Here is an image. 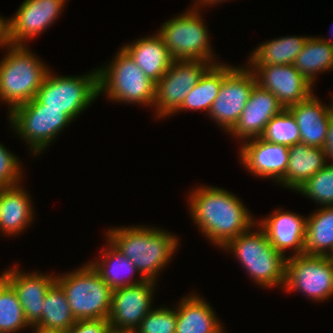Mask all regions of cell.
Listing matches in <instances>:
<instances>
[{"label":"cell","mask_w":333,"mask_h":333,"mask_svg":"<svg viewBox=\"0 0 333 333\" xmlns=\"http://www.w3.org/2000/svg\"><path fill=\"white\" fill-rule=\"evenodd\" d=\"M188 201L194 223L219 248L256 227L243 202L225 189L202 185L191 191Z\"/></svg>","instance_id":"obj_1"},{"label":"cell","mask_w":333,"mask_h":333,"mask_svg":"<svg viewBox=\"0 0 333 333\" xmlns=\"http://www.w3.org/2000/svg\"><path fill=\"white\" fill-rule=\"evenodd\" d=\"M115 227L106 232L108 241L136 266L139 277L156 282L179 246V238L159 228Z\"/></svg>","instance_id":"obj_2"},{"label":"cell","mask_w":333,"mask_h":333,"mask_svg":"<svg viewBox=\"0 0 333 333\" xmlns=\"http://www.w3.org/2000/svg\"><path fill=\"white\" fill-rule=\"evenodd\" d=\"M4 56L0 60V101L11 112L36 97L50 69L26 45H11Z\"/></svg>","instance_id":"obj_3"},{"label":"cell","mask_w":333,"mask_h":333,"mask_svg":"<svg viewBox=\"0 0 333 333\" xmlns=\"http://www.w3.org/2000/svg\"><path fill=\"white\" fill-rule=\"evenodd\" d=\"M256 225L258 231L252 232L250 228L227 242L222 249L233 252L257 285L284 287L287 257L271 245L264 230Z\"/></svg>","instance_id":"obj_4"},{"label":"cell","mask_w":333,"mask_h":333,"mask_svg":"<svg viewBox=\"0 0 333 333\" xmlns=\"http://www.w3.org/2000/svg\"><path fill=\"white\" fill-rule=\"evenodd\" d=\"M56 283L64 291L76 321L108 319L113 290L89 262L73 272L57 274Z\"/></svg>","instance_id":"obj_5"},{"label":"cell","mask_w":333,"mask_h":333,"mask_svg":"<svg viewBox=\"0 0 333 333\" xmlns=\"http://www.w3.org/2000/svg\"><path fill=\"white\" fill-rule=\"evenodd\" d=\"M112 61L110 65L98 68L99 95L104 92L111 101L152 107L155 83L122 47Z\"/></svg>","instance_id":"obj_6"},{"label":"cell","mask_w":333,"mask_h":333,"mask_svg":"<svg viewBox=\"0 0 333 333\" xmlns=\"http://www.w3.org/2000/svg\"><path fill=\"white\" fill-rule=\"evenodd\" d=\"M91 72L56 76L49 70L35 99L43 108L61 109L73 121L99 96L98 69Z\"/></svg>","instance_id":"obj_7"},{"label":"cell","mask_w":333,"mask_h":333,"mask_svg":"<svg viewBox=\"0 0 333 333\" xmlns=\"http://www.w3.org/2000/svg\"><path fill=\"white\" fill-rule=\"evenodd\" d=\"M198 11L192 7L185 14H178L163 23L157 34L173 60H201L212 65L216 61L209 45L210 34Z\"/></svg>","instance_id":"obj_8"},{"label":"cell","mask_w":333,"mask_h":333,"mask_svg":"<svg viewBox=\"0 0 333 333\" xmlns=\"http://www.w3.org/2000/svg\"><path fill=\"white\" fill-rule=\"evenodd\" d=\"M8 113L13 131L29 144L34 155L43 152L72 122L61 109L43 108L35 98Z\"/></svg>","instance_id":"obj_9"},{"label":"cell","mask_w":333,"mask_h":333,"mask_svg":"<svg viewBox=\"0 0 333 333\" xmlns=\"http://www.w3.org/2000/svg\"><path fill=\"white\" fill-rule=\"evenodd\" d=\"M283 290L302 292L316 302L328 300L333 297V261L329 256L289 255Z\"/></svg>","instance_id":"obj_10"},{"label":"cell","mask_w":333,"mask_h":333,"mask_svg":"<svg viewBox=\"0 0 333 333\" xmlns=\"http://www.w3.org/2000/svg\"><path fill=\"white\" fill-rule=\"evenodd\" d=\"M210 65L201 60H173L168 71L155 84L153 106L157 107V117L174 114Z\"/></svg>","instance_id":"obj_11"},{"label":"cell","mask_w":333,"mask_h":333,"mask_svg":"<svg viewBox=\"0 0 333 333\" xmlns=\"http://www.w3.org/2000/svg\"><path fill=\"white\" fill-rule=\"evenodd\" d=\"M256 84V77L248 67L234 66L223 79L208 115L229 132L239 120Z\"/></svg>","instance_id":"obj_12"},{"label":"cell","mask_w":333,"mask_h":333,"mask_svg":"<svg viewBox=\"0 0 333 333\" xmlns=\"http://www.w3.org/2000/svg\"><path fill=\"white\" fill-rule=\"evenodd\" d=\"M155 282L150 280L112 291L108 317L113 333H133L153 308Z\"/></svg>","instance_id":"obj_13"},{"label":"cell","mask_w":333,"mask_h":333,"mask_svg":"<svg viewBox=\"0 0 333 333\" xmlns=\"http://www.w3.org/2000/svg\"><path fill=\"white\" fill-rule=\"evenodd\" d=\"M257 84L275 95L284 108L309 98L313 93L311 84L293 64L248 66Z\"/></svg>","instance_id":"obj_14"},{"label":"cell","mask_w":333,"mask_h":333,"mask_svg":"<svg viewBox=\"0 0 333 333\" xmlns=\"http://www.w3.org/2000/svg\"><path fill=\"white\" fill-rule=\"evenodd\" d=\"M66 0H24L9 19L12 45H26L27 40L45 32L61 15Z\"/></svg>","instance_id":"obj_15"},{"label":"cell","mask_w":333,"mask_h":333,"mask_svg":"<svg viewBox=\"0 0 333 333\" xmlns=\"http://www.w3.org/2000/svg\"><path fill=\"white\" fill-rule=\"evenodd\" d=\"M249 140V141H248ZM240 148V162L247 171L261 178H273L280 182L286 174L289 147L269 143L260 137L248 139Z\"/></svg>","instance_id":"obj_16"},{"label":"cell","mask_w":333,"mask_h":333,"mask_svg":"<svg viewBox=\"0 0 333 333\" xmlns=\"http://www.w3.org/2000/svg\"><path fill=\"white\" fill-rule=\"evenodd\" d=\"M283 109L275 95L256 84L239 120L229 134L243 139L242 141L260 137L267 123Z\"/></svg>","instance_id":"obj_17"},{"label":"cell","mask_w":333,"mask_h":333,"mask_svg":"<svg viewBox=\"0 0 333 333\" xmlns=\"http://www.w3.org/2000/svg\"><path fill=\"white\" fill-rule=\"evenodd\" d=\"M306 223L307 218L294 212L281 211L280 208L257 222L271 245L284 256H287V249L292 250L294 256L304 254Z\"/></svg>","instance_id":"obj_18"},{"label":"cell","mask_w":333,"mask_h":333,"mask_svg":"<svg viewBox=\"0 0 333 333\" xmlns=\"http://www.w3.org/2000/svg\"><path fill=\"white\" fill-rule=\"evenodd\" d=\"M56 282V275L37 272H22L16 266L11 267L8 283L15 290L28 324L36 325L41 320L45 294Z\"/></svg>","instance_id":"obj_19"},{"label":"cell","mask_w":333,"mask_h":333,"mask_svg":"<svg viewBox=\"0 0 333 333\" xmlns=\"http://www.w3.org/2000/svg\"><path fill=\"white\" fill-rule=\"evenodd\" d=\"M295 117L300 131V142L317 148H323L330 121L328 107L315 95L288 107Z\"/></svg>","instance_id":"obj_20"},{"label":"cell","mask_w":333,"mask_h":333,"mask_svg":"<svg viewBox=\"0 0 333 333\" xmlns=\"http://www.w3.org/2000/svg\"><path fill=\"white\" fill-rule=\"evenodd\" d=\"M155 34L151 37H142L131 44L124 45L122 48L146 76L156 84L168 71L173 58L164 45L162 38L157 33Z\"/></svg>","instance_id":"obj_21"},{"label":"cell","mask_w":333,"mask_h":333,"mask_svg":"<svg viewBox=\"0 0 333 333\" xmlns=\"http://www.w3.org/2000/svg\"><path fill=\"white\" fill-rule=\"evenodd\" d=\"M22 188L21 184L0 188V230L6 236L18 235L32 223V201Z\"/></svg>","instance_id":"obj_22"},{"label":"cell","mask_w":333,"mask_h":333,"mask_svg":"<svg viewBox=\"0 0 333 333\" xmlns=\"http://www.w3.org/2000/svg\"><path fill=\"white\" fill-rule=\"evenodd\" d=\"M175 333H224L210 304L197 294L188 295L179 302Z\"/></svg>","instance_id":"obj_23"},{"label":"cell","mask_w":333,"mask_h":333,"mask_svg":"<svg viewBox=\"0 0 333 333\" xmlns=\"http://www.w3.org/2000/svg\"><path fill=\"white\" fill-rule=\"evenodd\" d=\"M326 159L323 148L308 146L302 142L289 146L288 167L279 183L284 188L297 191L310 177L328 164Z\"/></svg>","instance_id":"obj_24"},{"label":"cell","mask_w":333,"mask_h":333,"mask_svg":"<svg viewBox=\"0 0 333 333\" xmlns=\"http://www.w3.org/2000/svg\"><path fill=\"white\" fill-rule=\"evenodd\" d=\"M107 247L101 253V260L89 262L97 271L101 279L112 289L135 285L145 281L143 277L133 280L134 273L139 274L136 266L130 259L119 252L108 240ZM123 273H128L126 276Z\"/></svg>","instance_id":"obj_25"},{"label":"cell","mask_w":333,"mask_h":333,"mask_svg":"<svg viewBox=\"0 0 333 333\" xmlns=\"http://www.w3.org/2000/svg\"><path fill=\"white\" fill-rule=\"evenodd\" d=\"M233 68L231 65L228 66V64L217 62L210 65L174 113L187 111V109L192 111L201 110L209 113L213 101L218 96L223 79Z\"/></svg>","instance_id":"obj_26"},{"label":"cell","mask_w":333,"mask_h":333,"mask_svg":"<svg viewBox=\"0 0 333 333\" xmlns=\"http://www.w3.org/2000/svg\"><path fill=\"white\" fill-rule=\"evenodd\" d=\"M309 37L285 36L263 42L251 53L247 66L293 64ZM251 63V64H250Z\"/></svg>","instance_id":"obj_27"},{"label":"cell","mask_w":333,"mask_h":333,"mask_svg":"<svg viewBox=\"0 0 333 333\" xmlns=\"http://www.w3.org/2000/svg\"><path fill=\"white\" fill-rule=\"evenodd\" d=\"M333 253V206H323L307 217L304 254L329 256Z\"/></svg>","instance_id":"obj_28"},{"label":"cell","mask_w":333,"mask_h":333,"mask_svg":"<svg viewBox=\"0 0 333 333\" xmlns=\"http://www.w3.org/2000/svg\"><path fill=\"white\" fill-rule=\"evenodd\" d=\"M293 65L311 84L315 85L316 74L333 69V45L324 42L320 37L309 36Z\"/></svg>","instance_id":"obj_29"},{"label":"cell","mask_w":333,"mask_h":333,"mask_svg":"<svg viewBox=\"0 0 333 333\" xmlns=\"http://www.w3.org/2000/svg\"><path fill=\"white\" fill-rule=\"evenodd\" d=\"M75 323L76 319L71 312L66 295L55 282L45 294L41 320L36 325L68 330Z\"/></svg>","instance_id":"obj_30"},{"label":"cell","mask_w":333,"mask_h":333,"mask_svg":"<svg viewBox=\"0 0 333 333\" xmlns=\"http://www.w3.org/2000/svg\"><path fill=\"white\" fill-rule=\"evenodd\" d=\"M260 138L288 147L300 142L299 127L288 108H284L267 123Z\"/></svg>","instance_id":"obj_31"},{"label":"cell","mask_w":333,"mask_h":333,"mask_svg":"<svg viewBox=\"0 0 333 333\" xmlns=\"http://www.w3.org/2000/svg\"><path fill=\"white\" fill-rule=\"evenodd\" d=\"M28 326L17 294L7 282L0 289V333H15Z\"/></svg>","instance_id":"obj_32"},{"label":"cell","mask_w":333,"mask_h":333,"mask_svg":"<svg viewBox=\"0 0 333 333\" xmlns=\"http://www.w3.org/2000/svg\"><path fill=\"white\" fill-rule=\"evenodd\" d=\"M296 192L313 199L321 207L333 206V164L316 172Z\"/></svg>","instance_id":"obj_33"},{"label":"cell","mask_w":333,"mask_h":333,"mask_svg":"<svg viewBox=\"0 0 333 333\" xmlns=\"http://www.w3.org/2000/svg\"><path fill=\"white\" fill-rule=\"evenodd\" d=\"M176 325L177 310L162 306L152 308L133 333H175Z\"/></svg>","instance_id":"obj_34"},{"label":"cell","mask_w":333,"mask_h":333,"mask_svg":"<svg viewBox=\"0 0 333 333\" xmlns=\"http://www.w3.org/2000/svg\"><path fill=\"white\" fill-rule=\"evenodd\" d=\"M21 169L19 158L0 143V188L20 184L23 175Z\"/></svg>","instance_id":"obj_35"},{"label":"cell","mask_w":333,"mask_h":333,"mask_svg":"<svg viewBox=\"0 0 333 333\" xmlns=\"http://www.w3.org/2000/svg\"><path fill=\"white\" fill-rule=\"evenodd\" d=\"M67 333H113L108 319L77 320Z\"/></svg>","instance_id":"obj_36"},{"label":"cell","mask_w":333,"mask_h":333,"mask_svg":"<svg viewBox=\"0 0 333 333\" xmlns=\"http://www.w3.org/2000/svg\"><path fill=\"white\" fill-rule=\"evenodd\" d=\"M12 45L10 40V22L9 19L0 17V47L5 46L8 48Z\"/></svg>","instance_id":"obj_37"},{"label":"cell","mask_w":333,"mask_h":333,"mask_svg":"<svg viewBox=\"0 0 333 333\" xmlns=\"http://www.w3.org/2000/svg\"><path fill=\"white\" fill-rule=\"evenodd\" d=\"M323 150L325 151L327 160H331V164H333V120L330 119L328 129H327V135L326 140L324 143ZM330 158V160H329Z\"/></svg>","instance_id":"obj_38"},{"label":"cell","mask_w":333,"mask_h":333,"mask_svg":"<svg viewBox=\"0 0 333 333\" xmlns=\"http://www.w3.org/2000/svg\"><path fill=\"white\" fill-rule=\"evenodd\" d=\"M29 328H34L32 329L33 333H67V330L46 328L39 325H31Z\"/></svg>","instance_id":"obj_39"},{"label":"cell","mask_w":333,"mask_h":333,"mask_svg":"<svg viewBox=\"0 0 333 333\" xmlns=\"http://www.w3.org/2000/svg\"><path fill=\"white\" fill-rule=\"evenodd\" d=\"M196 1H197V3H195V5L193 7L200 8V7H202L201 4H203L205 7L207 5V7H208V5L210 6V5H214V4H217V3L219 4V3H221V1L224 2L226 0H196Z\"/></svg>","instance_id":"obj_40"},{"label":"cell","mask_w":333,"mask_h":333,"mask_svg":"<svg viewBox=\"0 0 333 333\" xmlns=\"http://www.w3.org/2000/svg\"><path fill=\"white\" fill-rule=\"evenodd\" d=\"M9 272L10 270H7L0 275V289L8 282Z\"/></svg>","instance_id":"obj_41"},{"label":"cell","mask_w":333,"mask_h":333,"mask_svg":"<svg viewBox=\"0 0 333 333\" xmlns=\"http://www.w3.org/2000/svg\"><path fill=\"white\" fill-rule=\"evenodd\" d=\"M332 98H333V95H332ZM327 107H328V113H329L330 119L333 120V99H332V103L327 105Z\"/></svg>","instance_id":"obj_42"},{"label":"cell","mask_w":333,"mask_h":333,"mask_svg":"<svg viewBox=\"0 0 333 333\" xmlns=\"http://www.w3.org/2000/svg\"><path fill=\"white\" fill-rule=\"evenodd\" d=\"M324 42L330 43L333 45V40L330 41V39H326V38H321Z\"/></svg>","instance_id":"obj_43"},{"label":"cell","mask_w":333,"mask_h":333,"mask_svg":"<svg viewBox=\"0 0 333 333\" xmlns=\"http://www.w3.org/2000/svg\"><path fill=\"white\" fill-rule=\"evenodd\" d=\"M331 260L333 261V253L330 255Z\"/></svg>","instance_id":"obj_44"}]
</instances>
